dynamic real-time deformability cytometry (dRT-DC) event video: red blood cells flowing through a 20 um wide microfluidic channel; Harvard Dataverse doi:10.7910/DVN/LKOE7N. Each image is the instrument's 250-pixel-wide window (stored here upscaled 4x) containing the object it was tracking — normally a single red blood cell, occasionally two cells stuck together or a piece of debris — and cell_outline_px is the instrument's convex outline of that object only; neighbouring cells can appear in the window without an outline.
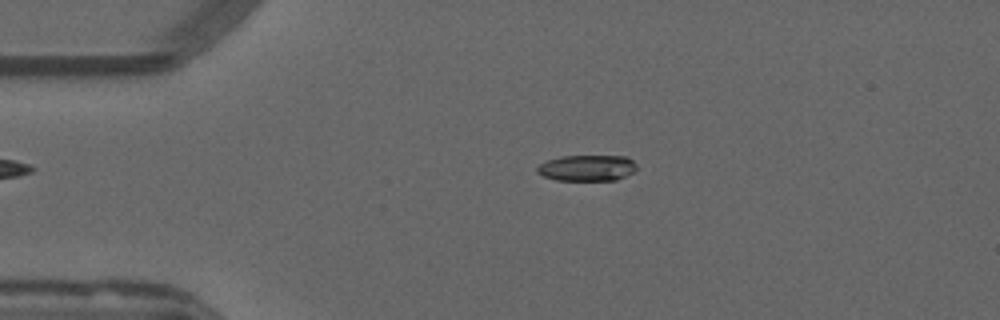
{"species": "common noctule bat (a hibernating species)", "species_latin": "Nyctalus noctula", "temperature_condition": "warm", "stored_images_in_passage": 46, "camera_frame_rate_fps": 3000, "um_per_image_px": 0.085, "animal": {"sex": "male", "forearm_length_mm": 52.5}, "frame": {"image": 1, "passage_image": 4, "time_ms": 1.0, "image_size_px": [1000, 320], "cell_outline_px": [[636, 168], [632, 172], [616, 180], [556, 180], [544, 176], [536, 172], [536, 168], [540, 164], [548, 160], [560, 156], [628, 156], [636, 164]], "centroid_in_image_um": [49.89, 14.27], "position_along_channel_um": 35.1, "area_um2": 15.03}}
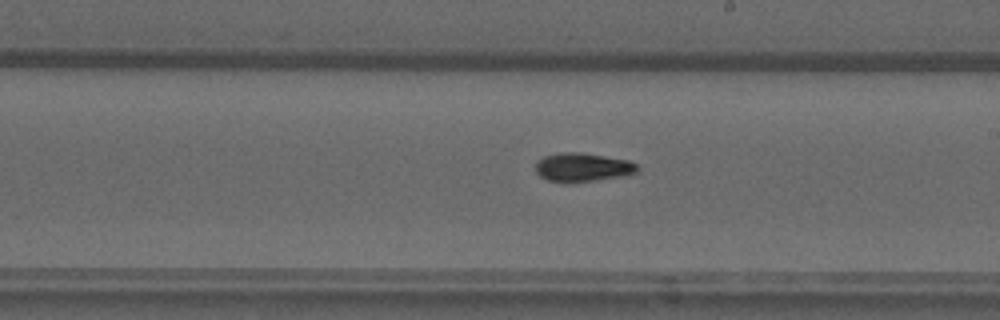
{"frame": {"image": 2, "passage_image": 23, "time_ms": 7.333, "image_size_px": [1000, 320], "cell_outline_px": [[640, 168], [636, 172], [620, 176], [572, 184], [560, 184], [548, 180], [540, 176], [536, 172], [536, 164], [544, 156], [560, 152], [580, 152], [628, 160], [636, 164]], "centroid_in_image_um": [49.48, 14.24], "position_along_channel_um": 239.5, "area_um2": 17.22}}
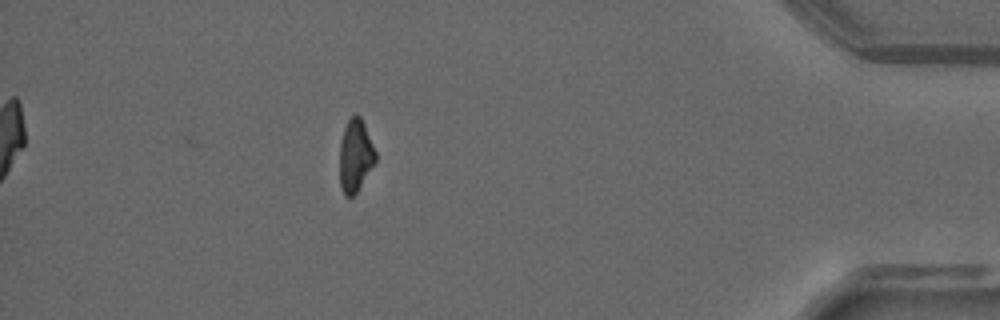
{"frame": {"image": 3, "passage_image": 40, "time_ms": 13.0, "image_size_px": [1000, 320], "cell_outline_px": [[376, 160], [356, 192], [352, 196], [344, 196], [340, 188], [340, 140], [344, 128], [348, 120], [356, 112], [360, 116], [364, 124], [376, 152]], "centroid_in_image_um": [30.19, 13.21], "position_along_channel_um": 405.0, "area_um2": 15.03}, "authors_computed_cell_mechanics": {"area_um2": 16.3574, "velocity_mm_per_s": 3.8227, "shape_relaxation_time_tau1_ms": 6.9316, "shape_relaxation_time_tau2_ms": 3.2233, "deformation_change_tau1": 0.1897, "deformation_change_tau2": 0.0827}}